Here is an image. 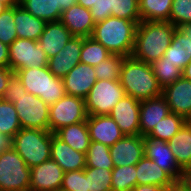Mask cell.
<instances>
[{
  "instance_id": "1",
  "label": "cell",
  "mask_w": 191,
  "mask_h": 191,
  "mask_svg": "<svg viewBox=\"0 0 191 191\" xmlns=\"http://www.w3.org/2000/svg\"><path fill=\"white\" fill-rule=\"evenodd\" d=\"M175 29L170 22L141 21L137 26L131 56L147 64L162 58L171 44Z\"/></svg>"
},
{
  "instance_id": "2",
  "label": "cell",
  "mask_w": 191,
  "mask_h": 191,
  "mask_svg": "<svg viewBox=\"0 0 191 191\" xmlns=\"http://www.w3.org/2000/svg\"><path fill=\"white\" fill-rule=\"evenodd\" d=\"M139 23L109 16L104 21L95 24L91 37L111 54L128 57L131 56L134 48Z\"/></svg>"
},
{
  "instance_id": "3",
  "label": "cell",
  "mask_w": 191,
  "mask_h": 191,
  "mask_svg": "<svg viewBox=\"0 0 191 191\" xmlns=\"http://www.w3.org/2000/svg\"><path fill=\"white\" fill-rule=\"evenodd\" d=\"M120 83L125 94L142 101L162 95L151 64L137 60L132 56L125 57L122 62Z\"/></svg>"
},
{
  "instance_id": "4",
  "label": "cell",
  "mask_w": 191,
  "mask_h": 191,
  "mask_svg": "<svg viewBox=\"0 0 191 191\" xmlns=\"http://www.w3.org/2000/svg\"><path fill=\"white\" fill-rule=\"evenodd\" d=\"M14 73L27 92L40 97L48 106L66 95L63 79L54 76L48 66L20 69Z\"/></svg>"
},
{
  "instance_id": "5",
  "label": "cell",
  "mask_w": 191,
  "mask_h": 191,
  "mask_svg": "<svg viewBox=\"0 0 191 191\" xmlns=\"http://www.w3.org/2000/svg\"><path fill=\"white\" fill-rule=\"evenodd\" d=\"M51 138L50 131L21 128L13 137V148L32 168L50 159Z\"/></svg>"
},
{
  "instance_id": "6",
  "label": "cell",
  "mask_w": 191,
  "mask_h": 191,
  "mask_svg": "<svg viewBox=\"0 0 191 191\" xmlns=\"http://www.w3.org/2000/svg\"><path fill=\"white\" fill-rule=\"evenodd\" d=\"M4 100L14 105L22 128L49 131V106L40 97L26 92L19 96H6Z\"/></svg>"
},
{
  "instance_id": "7",
  "label": "cell",
  "mask_w": 191,
  "mask_h": 191,
  "mask_svg": "<svg viewBox=\"0 0 191 191\" xmlns=\"http://www.w3.org/2000/svg\"><path fill=\"white\" fill-rule=\"evenodd\" d=\"M30 168L14 148L0 154V191H29Z\"/></svg>"
},
{
  "instance_id": "8",
  "label": "cell",
  "mask_w": 191,
  "mask_h": 191,
  "mask_svg": "<svg viewBox=\"0 0 191 191\" xmlns=\"http://www.w3.org/2000/svg\"><path fill=\"white\" fill-rule=\"evenodd\" d=\"M124 95L120 80H97L85 98L87 114L109 115Z\"/></svg>"
},
{
  "instance_id": "9",
  "label": "cell",
  "mask_w": 191,
  "mask_h": 191,
  "mask_svg": "<svg viewBox=\"0 0 191 191\" xmlns=\"http://www.w3.org/2000/svg\"><path fill=\"white\" fill-rule=\"evenodd\" d=\"M85 99L65 95L49 106V131L55 133L60 128L87 121Z\"/></svg>"
},
{
  "instance_id": "10",
  "label": "cell",
  "mask_w": 191,
  "mask_h": 191,
  "mask_svg": "<svg viewBox=\"0 0 191 191\" xmlns=\"http://www.w3.org/2000/svg\"><path fill=\"white\" fill-rule=\"evenodd\" d=\"M48 60L44 50L35 40L17 38L9 45V68L13 72L48 66Z\"/></svg>"
},
{
  "instance_id": "11",
  "label": "cell",
  "mask_w": 191,
  "mask_h": 191,
  "mask_svg": "<svg viewBox=\"0 0 191 191\" xmlns=\"http://www.w3.org/2000/svg\"><path fill=\"white\" fill-rule=\"evenodd\" d=\"M144 155L162 168L178 185H181L186 172L178 165L170 146L165 141L144 136Z\"/></svg>"
},
{
  "instance_id": "12",
  "label": "cell",
  "mask_w": 191,
  "mask_h": 191,
  "mask_svg": "<svg viewBox=\"0 0 191 191\" xmlns=\"http://www.w3.org/2000/svg\"><path fill=\"white\" fill-rule=\"evenodd\" d=\"M62 168L52 159L30 168L29 191H57L64 177Z\"/></svg>"
},
{
  "instance_id": "13",
  "label": "cell",
  "mask_w": 191,
  "mask_h": 191,
  "mask_svg": "<svg viewBox=\"0 0 191 191\" xmlns=\"http://www.w3.org/2000/svg\"><path fill=\"white\" fill-rule=\"evenodd\" d=\"M114 167L136 165L144 155V136L125 135L109 148Z\"/></svg>"
},
{
  "instance_id": "14",
  "label": "cell",
  "mask_w": 191,
  "mask_h": 191,
  "mask_svg": "<svg viewBox=\"0 0 191 191\" xmlns=\"http://www.w3.org/2000/svg\"><path fill=\"white\" fill-rule=\"evenodd\" d=\"M162 96L165 98L170 112L182 116L191 121V81L180 77L177 81L165 86L162 89Z\"/></svg>"
},
{
  "instance_id": "15",
  "label": "cell",
  "mask_w": 191,
  "mask_h": 191,
  "mask_svg": "<svg viewBox=\"0 0 191 191\" xmlns=\"http://www.w3.org/2000/svg\"><path fill=\"white\" fill-rule=\"evenodd\" d=\"M125 135L140 134V101L129 95L119 100L109 114Z\"/></svg>"
},
{
  "instance_id": "16",
  "label": "cell",
  "mask_w": 191,
  "mask_h": 191,
  "mask_svg": "<svg viewBox=\"0 0 191 191\" xmlns=\"http://www.w3.org/2000/svg\"><path fill=\"white\" fill-rule=\"evenodd\" d=\"M82 37L73 36L56 56L48 60L50 72L59 78H64L77 64L80 63Z\"/></svg>"
},
{
  "instance_id": "17",
  "label": "cell",
  "mask_w": 191,
  "mask_h": 191,
  "mask_svg": "<svg viewBox=\"0 0 191 191\" xmlns=\"http://www.w3.org/2000/svg\"><path fill=\"white\" fill-rule=\"evenodd\" d=\"M67 95L85 99L97 78L93 66L79 63L62 78Z\"/></svg>"
},
{
  "instance_id": "18",
  "label": "cell",
  "mask_w": 191,
  "mask_h": 191,
  "mask_svg": "<svg viewBox=\"0 0 191 191\" xmlns=\"http://www.w3.org/2000/svg\"><path fill=\"white\" fill-rule=\"evenodd\" d=\"M86 123L91 141L110 147L125 136L110 115H88Z\"/></svg>"
},
{
  "instance_id": "19",
  "label": "cell",
  "mask_w": 191,
  "mask_h": 191,
  "mask_svg": "<svg viewBox=\"0 0 191 191\" xmlns=\"http://www.w3.org/2000/svg\"><path fill=\"white\" fill-rule=\"evenodd\" d=\"M50 159L54 160L64 172L86 168L85 153L74 150L54 133L51 138Z\"/></svg>"
},
{
  "instance_id": "20",
  "label": "cell",
  "mask_w": 191,
  "mask_h": 191,
  "mask_svg": "<svg viewBox=\"0 0 191 191\" xmlns=\"http://www.w3.org/2000/svg\"><path fill=\"white\" fill-rule=\"evenodd\" d=\"M76 37H91L95 22L92 19L91 11L79 4L73 5L61 13L60 20Z\"/></svg>"
},
{
  "instance_id": "21",
  "label": "cell",
  "mask_w": 191,
  "mask_h": 191,
  "mask_svg": "<svg viewBox=\"0 0 191 191\" xmlns=\"http://www.w3.org/2000/svg\"><path fill=\"white\" fill-rule=\"evenodd\" d=\"M73 36L61 21L47 22L37 43L48 59L56 56Z\"/></svg>"
},
{
  "instance_id": "22",
  "label": "cell",
  "mask_w": 191,
  "mask_h": 191,
  "mask_svg": "<svg viewBox=\"0 0 191 191\" xmlns=\"http://www.w3.org/2000/svg\"><path fill=\"white\" fill-rule=\"evenodd\" d=\"M170 113V108L161 95L140 101V135L147 136L161 119Z\"/></svg>"
},
{
  "instance_id": "23",
  "label": "cell",
  "mask_w": 191,
  "mask_h": 191,
  "mask_svg": "<svg viewBox=\"0 0 191 191\" xmlns=\"http://www.w3.org/2000/svg\"><path fill=\"white\" fill-rule=\"evenodd\" d=\"M136 185H156L170 191L178 184L155 162L144 156L136 164Z\"/></svg>"
},
{
  "instance_id": "24",
  "label": "cell",
  "mask_w": 191,
  "mask_h": 191,
  "mask_svg": "<svg viewBox=\"0 0 191 191\" xmlns=\"http://www.w3.org/2000/svg\"><path fill=\"white\" fill-rule=\"evenodd\" d=\"M178 165L186 172H191V121L167 142Z\"/></svg>"
},
{
  "instance_id": "25",
  "label": "cell",
  "mask_w": 191,
  "mask_h": 191,
  "mask_svg": "<svg viewBox=\"0 0 191 191\" xmlns=\"http://www.w3.org/2000/svg\"><path fill=\"white\" fill-rule=\"evenodd\" d=\"M14 23L18 38L38 41L47 22L31 15L18 4L14 6Z\"/></svg>"
},
{
  "instance_id": "26",
  "label": "cell",
  "mask_w": 191,
  "mask_h": 191,
  "mask_svg": "<svg viewBox=\"0 0 191 191\" xmlns=\"http://www.w3.org/2000/svg\"><path fill=\"white\" fill-rule=\"evenodd\" d=\"M182 71L191 59V39L180 29L176 28L170 46L162 56Z\"/></svg>"
},
{
  "instance_id": "27",
  "label": "cell",
  "mask_w": 191,
  "mask_h": 191,
  "mask_svg": "<svg viewBox=\"0 0 191 191\" xmlns=\"http://www.w3.org/2000/svg\"><path fill=\"white\" fill-rule=\"evenodd\" d=\"M54 134L74 150L85 154L91 143L86 121L64 126Z\"/></svg>"
},
{
  "instance_id": "28",
  "label": "cell",
  "mask_w": 191,
  "mask_h": 191,
  "mask_svg": "<svg viewBox=\"0 0 191 191\" xmlns=\"http://www.w3.org/2000/svg\"><path fill=\"white\" fill-rule=\"evenodd\" d=\"M173 0H139L141 21L169 22Z\"/></svg>"
},
{
  "instance_id": "29",
  "label": "cell",
  "mask_w": 191,
  "mask_h": 191,
  "mask_svg": "<svg viewBox=\"0 0 191 191\" xmlns=\"http://www.w3.org/2000/svg\"><path fill=\"white\" fill-rule=\"evenodd\" d=\"M19 5L31 15L46 22L59 21L61 17L58 0H19Z\"/></svg>"
},
{
  "instance_id": "30",
  "label": "cell",
  "mask_w": 191,
  "mask_h": 191,
  "mask_svg": "<svg viewBox=\"0 0 191 191\" xmlns=\"http://www.w3.org/2000/svg\"><path fill=\"white\" fill-rule=\"evenodd\" d=\"M186 122L187 120L182 116L170 112L155 125L147 137L168 142Z\"/></svg>"
},
{
  "instance_id": "31",
  "label": "cell",
  "mask_w": 191,
  "mask_h": 191,
  "mask_svg": "<svg viewBox=\"0 0 191 191\" xmlns=\"http://www.w3.org/2000/svg\"><path fill=\"white\" fill-rule=\"evenodd\" d=\"M109 146L91 141L85 154L86 167L113 169L114 164L110 155Z\"/></svg>"
},
{
  "instance_id": "32",
  "label": "cell",
  "mask_w": 191,
  "mask_h": 191,
  "mask_svg": "<svg viewBox=\"0 0 191 191\" xmlns=\"http://www.w3.org/2000/svg\"><path fill=\"white\" fill-rule=\"evenodd\" d=\"M110 55L111 53L92 37H82L81 63L95 66Z\"/></svg>"
},
{
  "instance_id": "33",
  "label": "cell",
  "mask_w": 191,
  "mask_h": 191,
  "mask_svg": "<svg viewBox=\"0 0 191 191\" xmlns=\"http://www.w3.org/2000/svg\"><path fill=\"white\" fill-rule=\"evenodd\" d=\"M86 191H112V169L85 168Z\"/></svg>"
},
{
  "instance_id": "34",
  "label": "cell",
  "mask_w": 191,
  "mask_h": 191,
  "mask_svg": "<svg viewBox=\"0 0 191 191\" xmlns=\"http://www.w3.org/2000/svg\"><path fill=\"white\" fill-rule=\"evenodd\" d=\"M18 120L17 110L11 102L4 99L0 100V133L6 134L9 137H14L21 129Z\"/></svg>"
},
{
  "instance_id": "35",
  "label": "cell",
  "mask_w": 191,
  "mask_h": 191,
  "mask_svg": "<svg viewBox=\"0 0 191 191\" xmlns=\"http://www.w3.org/2000/svg\"><path fill=\"white\" fill-rule=\"evenodd\" d=\"M112 191H131L136 186V165L112 169Z\"/></svg>"
},
{
  "instance_id": "36",
  "label": "cell",
  "mask_w": 191,
  "mask_h": 191,
  "mask_svg": "<svg viewBox=\"0 0 191 191\" xmlns=\"http://www.w3.org/2000/svg\"><path fill=\"white\" fill-rule=\"evenodd\" d=\"M124 56L111 54L108 58L93 66L97 80H120Z\"/></svg>"
},
{
  "instance_id": "37",
  "label": "cell",
  "mask_w": 191,
  "mask_h": 191,
  "mask_svg": "<svg viewBox=\"0 0 191 191\" xmlns=\"http://www.w3.org/2000/svg\"><path fill=\"white\" fill-rule=\"evenodd\" d=\"M151 67L162 89L182 77V70L163 58L153 62Z\"/></svg>"
},
{
  "instance_id": "38",
  "label": "cell",
  "mask_w": 191,
  "mask_h": 191,
  "mask_svg": "<svg viewBox=\"0 0 191 191\" xmlns=\"http://www.w3.org/2000/svg\"><path fill=\"white\" fill-rule=\"evenodd\" d=\"M110 16L141 22L139 0H109Z\"/></svg>"
},
{
  "instance_id": "39",
  "label": "cell",
  "mask_w": 191,
  "mask_h": 191,
  "mask_svg": "<svg viewBox=\"0 0 191 191\" xmlns=\"http://www.w3.org/2000/svg\"><path fill=\"white\" fill-rule=\"evenodd\" d=\"M17 38L14 23V6H12L0 14V41L9 46Z\"/></svg>"
},
{
  "instance_id": "40",
  "label": "cell",
  "mask_w": 191,
  "mask_h": 191,
  "mask_svg": "<svg viewBox=\"0 0 191 191\" xmlns=\"http://www.w3.org/2000/svg\"><path fill=\"white\" fill-rule=\"evenodd\" d=\"M169 22L176 28L191 23V0H173Z\"/></svg>"
},
{
  "instance_id": "41",
  "label": "cell",
  "mask_w": 191,
  "mask_h": 191,
  "mask_svg": "<svg viewBox=\"0 0 191 191\" xmlns=\"http://www.w3.org/2000/svg\"><path fill=\"white\" fill-rule=\"evenodd\" d=\"M61 189L64 191H86L85 169L65 172Z\"/></svg>"
},
{
  "instance_id": "42",
  "label": "cell",
  "mask_w": 191,
  "mask_h": 191,
  "mask_svg": "<svg viewBox=\"0 0 191 191\" xmlns=\"http://www.w3.org/2000/svg\"><path fill=\"white\" fill-rule=\"evenodd\" d=\"M90 11L95 24L104 21L110 16L109 0H97Z\"/></svg>"
},
{
  "instance_id": "43",
  "label": "cell",
  "mask_w": 191,
  "mask_h": 191,
  "mask_svg": "<svg viewBox=\"0 0 191 191\" xmlns=\"http://www.w3.org/2000/svg\"><path fill=\"white\" fill-rule=\"evenodd\" d=\"M27 91L25 90V88L23 87L21 80L18 78V76L14 73L8 83H7V87L5 89L4 95H3V99L6 96H19L23 93H26Z\"/></svg>"
},
{
  "instance_id": "44",
  "label": "cell",
  "mask_w": 191,
  "mask_h": 191,
  "mask_svg": "<svg viewBox=\"0 0 191 191\" xmlns=\"http://www.w3.org/2000/svg\"><path fill=\"white\" fill-rule=\"evenodd\" d=\"M13 74L14 72L9 67L8 68L0 67V100L3 99L7 83Z\"/></svg>"
},
{
  "instance_id": "45",
  "label": "cell",
  "mask_w": 191,
  "mask_h": 191,
  "mask_svg": "<svg viewBox=\"0 0 191 191\" xmlns=\"http://www.w3.org/2000/svg\"><path fill=\"white\" fill-rule=\"evenodd\" d=\"M0 67H9V46L0 41Z\"/></svg>"
},
{
  "instance_id": "46",
  "label": "cell",
  "mask_w": 191,
  "mask_h": 191,
  "mask_svg": "<svg viewBox=\"0 0 191 191\" xmlns=\"http://www.w3.org/2000/svg\"><path fill=\"white\" fill-rule=\"evenodd\" d=\"M13 148V138L0 133V154Z\"/></svg>"
},
{
  "instance_id": "47",
  "label": "cell",
  "mask_w": 191,
  "mask_h": 191,
  "mask_svg": "<svg viewBox=\"0 0 191 191\" xmlns=\"http://www.w3.org/2000/svg\"><path fill=\"white\" fill-rule=\"evenodd\" d=\"M131 191H167L164 187L156 185H136Z\"/></svg>"
},
{
  "instance_id": "48",
  "label": "cell",
  "mask_w": 191,
  "mask_h": 191,
  "mask_svg": "<svg viewBox=\"0 0 191 191\" xmlns=\"http://www.w3.org/2000/svg\"><path fill=\"white\" fill-rule=\"evenodd\" d=\"M75 4H77V0H58V11L62 13Z\"/></svg>"
},
{
  "instance_id": "49",
  "label": "cell",
  "mask_w": 191,
  "mask_h": 191,
  "mask_svg": "<svg viewBox=\"0 0 191 191\" xmlns=\"http://www.w3.org/2000/svg\"><path fill=\"white\" fill-rule=\"evenodd\" d=\"M97 0H77V4L83 6L84 8L91 9Z\"/></svg>"
},
{
  "instance_id": "50",
  "label": "cell",
  "mask_w": 191,
  "mask_h": 191,
  "mask_svg": "<svg viewBox=\"0 0 191 191\" xmlns=\"http://www.w3.org/2000/svg\"><path fill=\"white\" fill-rule=\"evenodd\" d=\"M182 76L191 81V59L182 71Z\"/></svg>"
},
{
  "instance_id": "51",
  "label": "cell",
  "mask_w": 191,
  "mask_h": 191,
  "mask_svg": "<svg viewBox=\"0 0 191 191\" xmlns=\"http://www.w3.org/2000/svg\"><path fill=\"white\" fill-rule=\"evenodd\" d=\"M182 185L188 190L191 191V172H188L183 179Z\"/></svg>"
},
{
  "instance_id": "52",
  "label": "cell",
  "mask_w": 191,
  "mask_h": 191,
  "mask_svg": "<svg viewBox=\"0 0 191 191\" xmlns=\"http://www.w3.org/2000/svg\"><path fill=\"white\" fill-rule=\"evenodd\" d=\"M179 28L191 39V23H186Z\"/></svg>"
},
{
  "instance_id": "53",
  "label": "cell",
  "mask_w": 191,
  "mask_h": 191,
  "mask_svg": "<svg viewBox=\"0 0 191 191\" xmlns=\"http://www.w3.org/2000/svg\"><path fill=\"white\" fill-rule=\"evenodd\" d=\"M0 2L5 3L8 7H12L19 4V0H0Z\"/></svg>"
},
{
  "instance_id": "54",
  "label": "cell",
  "mask_w": 191,
  "mask_h": 191,
  "mask_svg": "<svg viewBox=\"0 0 191 191\" xmlns=\"http://www.w3.org/2000/svg\"><path fill=\"white\" fill-rule=\"evenodd\" d=\"M170 191H188V190L181 184V185H177L175 188H173Z\"/></svg>"
},
{
  "instance_id": "55",
  "label": "cell",
  "mask_w": 191,
  "mask_h": 191,
  "mask_svg": "<svg viewBox=\"0 0 191 191\" xmlns=\"http://www.w3.org/2000/svg\"><path fill=\"white\" fill-rule=\"evenodd\" d=\"M9 7L5 4V3H3V2H0V14L2 13V12H4L6 9H8Z\"/></svg>"
}]
</instances>
